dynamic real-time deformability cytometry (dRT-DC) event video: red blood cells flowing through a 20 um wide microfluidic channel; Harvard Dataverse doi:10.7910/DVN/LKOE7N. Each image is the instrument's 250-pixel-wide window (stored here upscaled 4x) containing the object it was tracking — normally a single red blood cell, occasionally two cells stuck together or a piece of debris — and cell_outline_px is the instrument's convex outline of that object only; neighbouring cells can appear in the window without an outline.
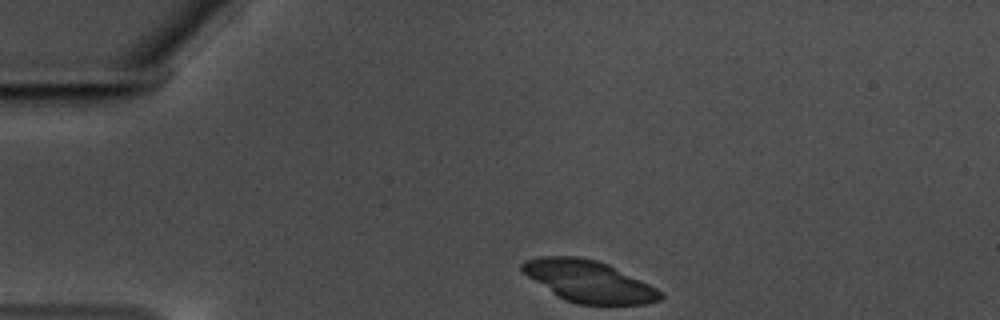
{"species": "common noctule bat (a hibernating species)", "species_latin": "Nyctalus noctula", "temperature_condition": "warm", "stored_images_in_passage": 38, "camera_frame_rate_fps": 3000, "um_per_image_px": 0.085, "animal": {"sex": "male", "body_mass_g": 17.5, "forearm_length_mm": 52.3}, "frame": {"image": 1, "passage_image": 1, "time_ms": 0.0, "image_size_px": [1000, 320], "cell_outline_px": [[664, 296], [660, 300], [644, 304], [576, 304], [564, 300], [556, 296], [528, 276], [520, 268], [520, 264], [524, 260], [540, 256], [580, 256], [596, 260], [608, 264], [664, 292]], "centroid_in_image_um": [50.02, 23.91], "position_along_channel_um": 35.0, "area_um2": 33.47}}